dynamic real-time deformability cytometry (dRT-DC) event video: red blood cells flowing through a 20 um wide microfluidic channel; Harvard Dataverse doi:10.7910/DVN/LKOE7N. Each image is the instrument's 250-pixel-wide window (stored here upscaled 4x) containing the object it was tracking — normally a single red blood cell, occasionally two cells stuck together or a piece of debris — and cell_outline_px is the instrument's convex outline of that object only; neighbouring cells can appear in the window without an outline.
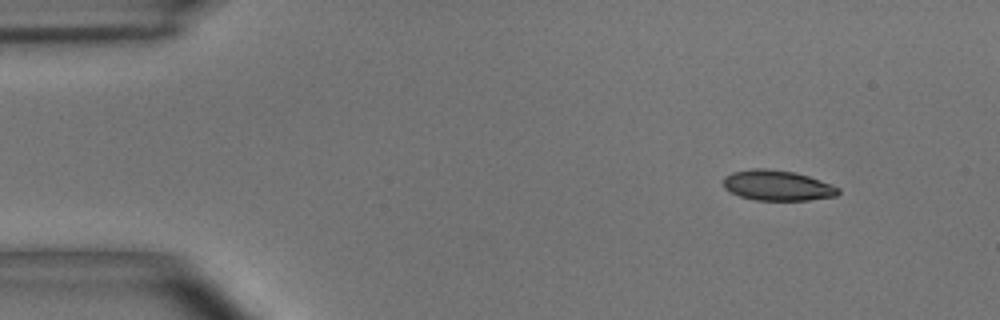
{"species": "common noctule bat (a hibernating species)", "species_latin": "Nyctalus noctula", "temperature_condition": "room temperature", "stored_images_in_passage": 49, "camera_frame_rate_fps": 3000, "um_per_image_px": 0.085, "animal": {"sex": "male", "body_mass_g": 15.6}, "frame": {"image": 1, "passage_image": 1, "time_ms": 0.0, "image_size_px": [1000, 320], "cell_outline_px": [[840, 192], [836, 196], [808, 200], [756, 200], [740, 196], [724, 188], [724, 176], [732, 172], [756, 168], [764, 168], [796, 172], [832, 184], [840, 188]], "centroid_in_image_um": [66.1, 15.76], "position_along_channel_um": 18.9, "area_um2": 20.29}}
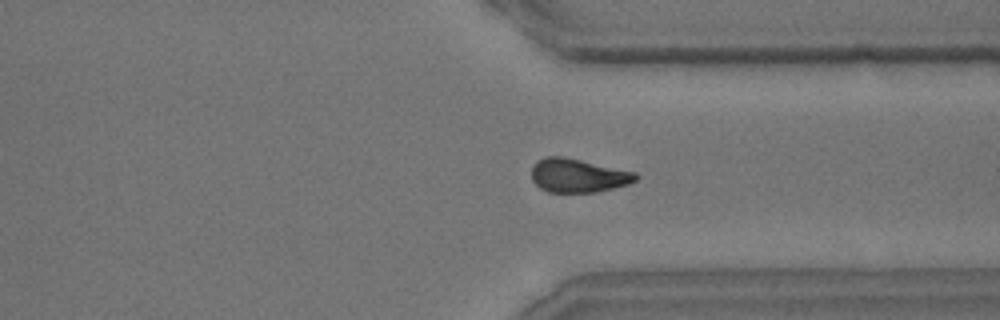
{"frame": {"image": 2, "passage_image": 36, "time_ms": 11.667, "image_size_px": [1000, 320], "cell_outline_px": [[640, 176], [636, 180], [628, 184], [596, 192], [548, 192], [540, 188], [532, 180], [532, 168], [536, 160], [544, 156], [564, 156], [636, 172]], "centroid_in_image_um": [49.12, 14.91], "position_along_channel_um": 362.3, "area_um2": 20.58}}
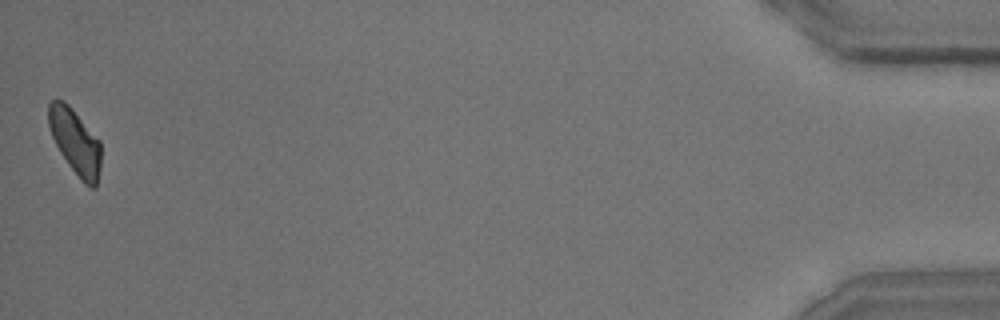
{"frame": {"image": 3, "passage_image": 49, "time_ms": 16.0, "image_size_px": [1000, 320], "cell_outline_px": [[100, 168], [96, 188], [88, 188], [80, 180], [68, 164], [60, 152], [52, 136], [48, 124], [48, 104], [52, 100], [64, 100], [72, 108], [100, 140]], "centroid_in_image_um": [6.4, 12.07], "position_along_channel_um": 428.8, "area_um2": 20.06}, "authors_computed_cell_mechanics": {"area_um2": 20.808, "velocity_mm_per_s": 3.6644, "shape_relaxation_time_tau1_ms": 5.931, "shape_relaxation_time_tau2_ms": 3.5128, "deformation_change_tau1": 0.1337, "deformation_change_tau2": 0.0786}}